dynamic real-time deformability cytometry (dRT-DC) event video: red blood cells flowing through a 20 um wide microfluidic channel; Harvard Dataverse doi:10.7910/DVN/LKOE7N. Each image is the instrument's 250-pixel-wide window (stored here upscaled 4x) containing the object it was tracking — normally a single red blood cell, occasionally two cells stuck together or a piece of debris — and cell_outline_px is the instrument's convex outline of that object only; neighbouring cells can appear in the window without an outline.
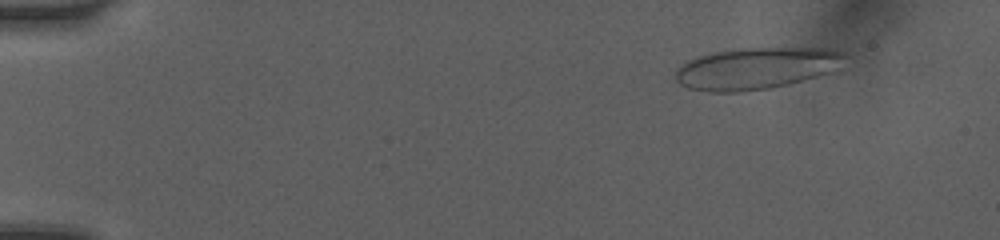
{"species": "human", "species_latin": "Homo sapiens", "temperature_condition": "room temperature", "stored_images_in_passage": 6, "camera_frame_rate_fps": 3000, "um_per_image_px": 0.085, "donor": {"sex": "female"}, "frame": {"image": 1, "passage_image": 2, "time_ms": 1.0, "image_size_px": [1000, 240], "cell_outline_px": [[848, 56], [828, 72], [816, 76], [788, 84], [768, 88], [740, 92], [708, 92], [688, 88], [680, 84], [676, 80], [676, 72], [688, 60], [696, 56], [716, 52], [740, 48], [820, 48], [840, 52]], "centroid_in_image_um": [64.21, 5.81], "position_along_channel_um": 20.8, "area_um2": 40.46}}